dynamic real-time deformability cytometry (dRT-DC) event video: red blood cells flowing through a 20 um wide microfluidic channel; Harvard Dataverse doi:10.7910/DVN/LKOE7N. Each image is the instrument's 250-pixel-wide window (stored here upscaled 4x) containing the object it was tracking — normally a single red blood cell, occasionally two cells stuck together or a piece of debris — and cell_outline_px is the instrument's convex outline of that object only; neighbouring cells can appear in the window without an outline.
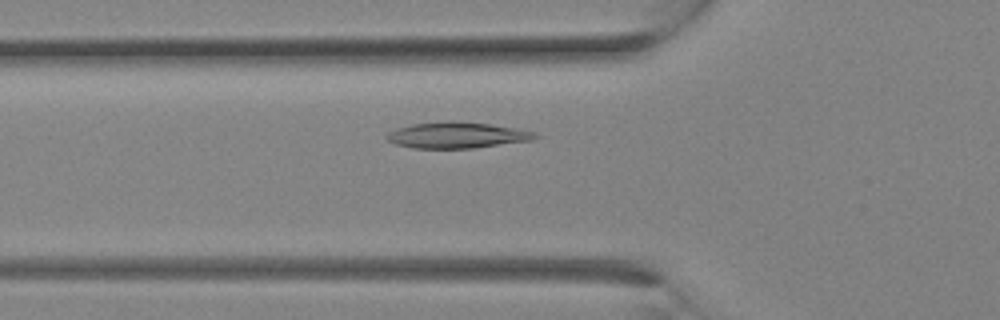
{"species": "Egyptian fruit bat (a non-hibernating species)", "species_latin": "Rousettus aegyptiacus", "temperature_condition": "room temperature", "stored_images_in_passage": 8, "camera_frame_rate_fps": 3000, "um_per_image_px": 0.085, "animal": {"sex": "female"}, "frame": {"image": 1, "passage_image": 4, "time_ms": 1.0, "image_size_px": [1000, 320], "cell_outline_px": [[540, 136], [532, 140], [472, 148], [412, 148], [396, 144], [388, 140], [384, 136], [388, 132], [396, 128], [412, 124], [492, 124], [536, 132]], "centroid_in_image_um": [38.85, 11.53], "position_along_channel_um": 87.0, "area_um2": 21.44}}
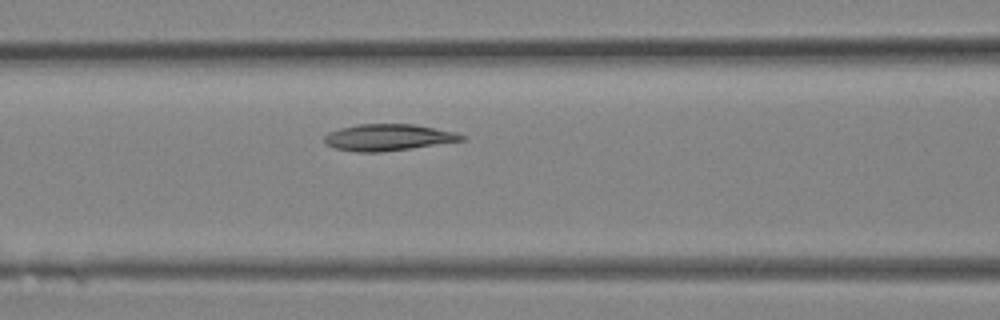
{"frame": {"image": 2, "passage_image": 6, "time_ms": 1.667, "image_size_px": [1000, 320], "cell_outline_px": [[468, 136], [464, 140], [380, 152], [356, 152], [336, 148], [328, 144], [324, 140], [324, 136], [328, 132], [340, 128], [356, 124], [416, 124], [456, 132]], "centroid_in_image_um": [33.0, 11.66], "position_along_channel_um": 133.6, "area_um2": 21.1}}
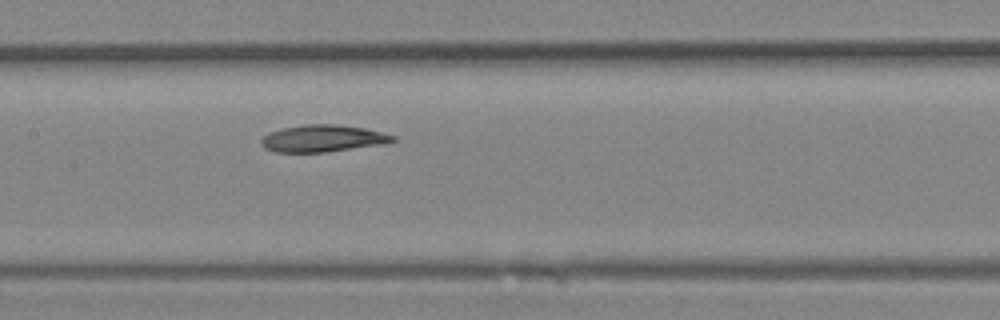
{"frame": {"image": 3, "passage_image": 8, "time_ms": 2.333, "image_size_px": [1000, 320], "cell_outline_px": [[396, 140], [384, 144], [324, 152], [276, 152], [264, 148], [260, 140], [268, 132], [284, 128], [304, 124], [336, 124], [364, 128], [396, 136]], "centroid_in_image_um": [27.42, 11.76], "position_along_channel_um": 180.0, "area_um2": 20.58}}